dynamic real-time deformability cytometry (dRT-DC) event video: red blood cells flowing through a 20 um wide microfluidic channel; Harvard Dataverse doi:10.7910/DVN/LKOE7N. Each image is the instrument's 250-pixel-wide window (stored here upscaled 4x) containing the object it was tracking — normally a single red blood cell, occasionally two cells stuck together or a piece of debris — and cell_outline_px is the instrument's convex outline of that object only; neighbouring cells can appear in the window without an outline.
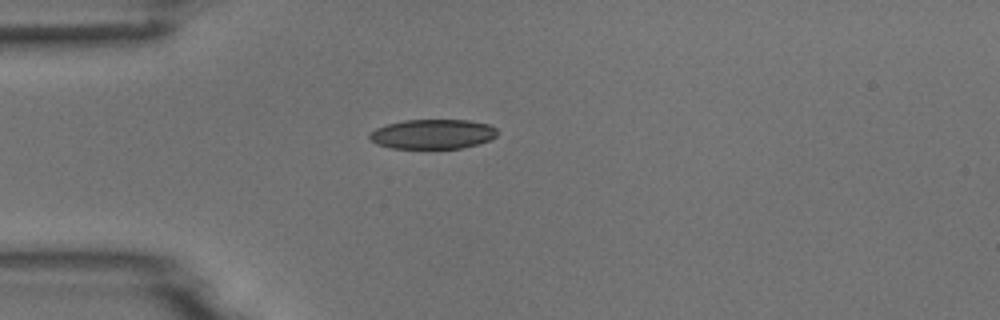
{"species": "common noctule bat (a hibernating species)", "species_latin": "Nyctalus noctula", "temperature_condition": "room temperature", "stored_images_in_passage": 3, "camera_frame_rate_fps": 3000, "um_per_image_px": 0.085, "animal": {"sex": "male", "body_mass_g": 18.8}, "frame": {"image": 1, "passage_image": 1, "time_ms": 0.0, "image_size_px": [1000, 320], "cell_outline_px": [[496, 136], [488, 140], [476, 144], [460, 148], [392, 148], [376, 144], [368, 136], [376, 128], [388, 124], [404, 120], [468, 120], [488, 124], [496, 128]], "centroid_in_image_um": [36.77, 11.39], "position_along_channel_um": 48.2, "area_um2": 21.79}}
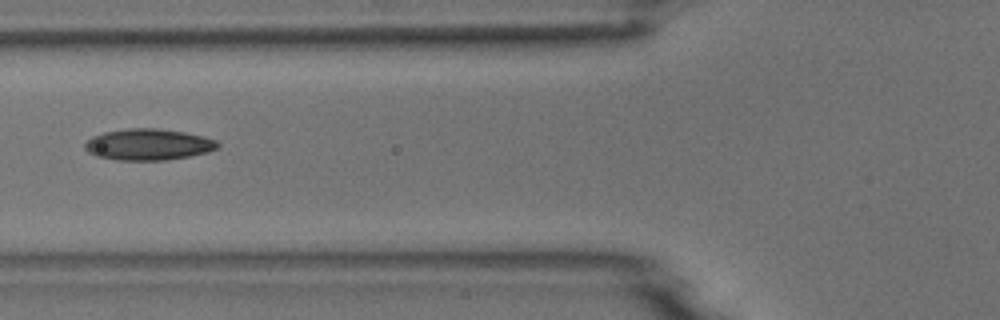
{"frame": {"image": 2, "passage_image": 3, "time_ms": 0.667, "image_size_px": [1000, 320], "cell_outline_px": [[220, 144], [216, 148], [208, 152], [188, 156], [164, 160], [116, 160], [96, 156], [88, 152], [84, 148], [84, 144], [92, 136], [104, 132], [128, 128], [160, 128], [184, 132], [204, 136], [216, 140]], "centroid_in_image_um": [12.59, 12.27], "position_along_channel_um": 113.2, "area_um2": 24.28}}